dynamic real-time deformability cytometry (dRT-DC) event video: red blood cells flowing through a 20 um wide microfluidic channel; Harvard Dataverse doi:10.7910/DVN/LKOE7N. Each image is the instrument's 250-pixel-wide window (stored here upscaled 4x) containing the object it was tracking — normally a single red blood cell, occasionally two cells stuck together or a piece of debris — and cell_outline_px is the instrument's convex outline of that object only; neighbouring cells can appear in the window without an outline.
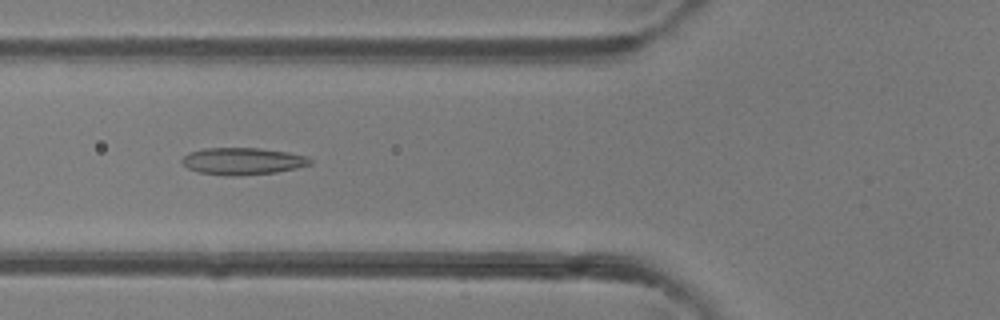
{"species": "common noctule bat (a hibernating species)", "species_latin": "Nyctalus noctula", "temperature_condition": "room temperature", "stored_images_in_passage": 38, "camera_frame_rate_fps": 3000, "um_per_image_px": 0.085, "animal": {"sex": "female"}, "frame": {"image": 1, "passage_image": 9, "time_ms": 2.667, "image_size_px": [1000, 320], "cell_outline_px": [[312, 164], [296, 168], [276, 172], [236, 176], [232, 176], [200, 172], [188, 168], [180, 160], [188, 152], [204, 148], [256, 148], [288, 152], [308, 156], [312, 160]], "centroid_in_image_um": [20.64, 13.69], "position_along_channel_um": 105.2, "area_um2": 20.11}}
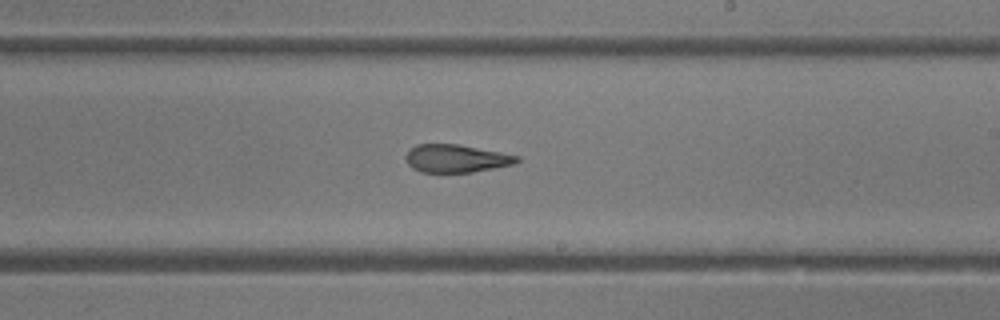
{"frame": {"image": 2, "passage_image": 19, "time_ms": 6.0, "image_size_px": [1000, 320], "cell_outline_px": [[520, 160], [516, 164], [472, 172], [420, 172], [412, 168], [408, 164], [408, 152], [416, 144], [456, 144], [500, 152], [520, 156]], "centroid_in_image_um": [38.82, 13.48], "position_along_channel_um": 250.2, "area_um2": 17.86}}
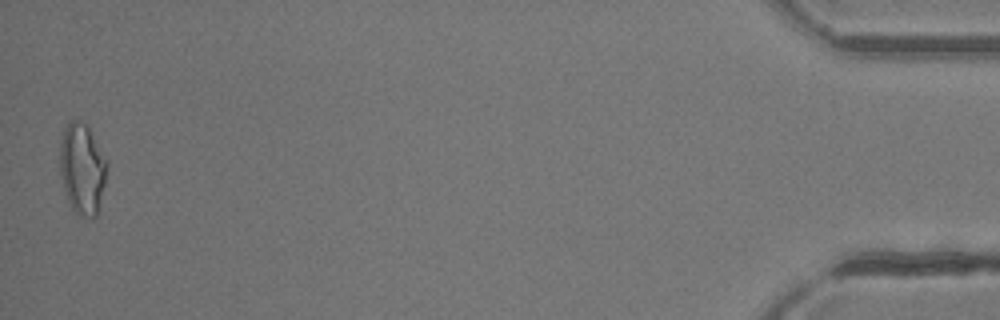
{"frame": {"image": 3, "passage_image": 38, "time_ms": 12.333, "image_size_px": [1000, 320], "cell_outline_px": [[108, 164], [100, 212], [96, 216], [80, 216], [72, 208], [68, 200], [60, 176], [60, 144], [64, 128], [68, 120], [80, 120], [88, 128]], "centroid_in_image_um": [6.99, 14.37], "position_along_channel_um": 428.2, "area_um2": 24.85}, "authors_computed_cell_mechanics": {"area_um2": 19.7098, "velocity_mm_per_s": 4.3382, "shape_relaxation_time_tau1_ms": null, "shape_relaxation_time_tau2_ms": 3.065, "deformation_change_tau1": null, "deformation_change_tau2": 0.1295}}